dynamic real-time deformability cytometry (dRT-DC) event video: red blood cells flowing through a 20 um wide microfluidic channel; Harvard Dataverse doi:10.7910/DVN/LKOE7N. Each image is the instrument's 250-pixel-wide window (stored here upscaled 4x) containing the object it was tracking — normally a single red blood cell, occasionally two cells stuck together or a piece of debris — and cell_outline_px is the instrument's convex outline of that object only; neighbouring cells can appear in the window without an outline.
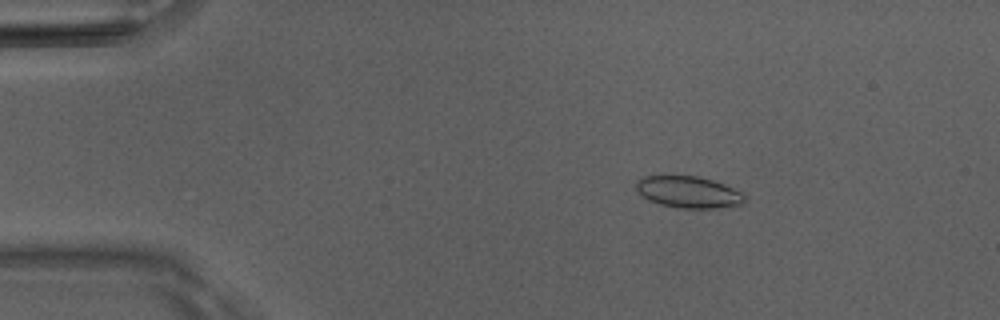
{"species": "Egyptian fruit bat (a non-hibernating species)", "species_latin": "Rousettus aegyptiacus", "temperature_condition": "room temperature", "stored_images_in_passage": 43, "camera_frame_rate_fps": 3000, "um_per_image_px": 0.085, "animal": {"sex": "male"}, "frame": {"image": 1, "passage_image": 1, "time_ms": 0.0, "image_size_px": [1000, 320], "cell_outline_px": [[744, 204], [716, 208], [680, 208], [660, 204], [648, 200], [636, 188], [636, 180], [644, 176], [700, 176], [724, 184], [740, 192], [744, 196]], "centroid_in_image_um": [58.51, 16.32], "position_along_channel_um": 26.5, "area_um2": 19.83}}
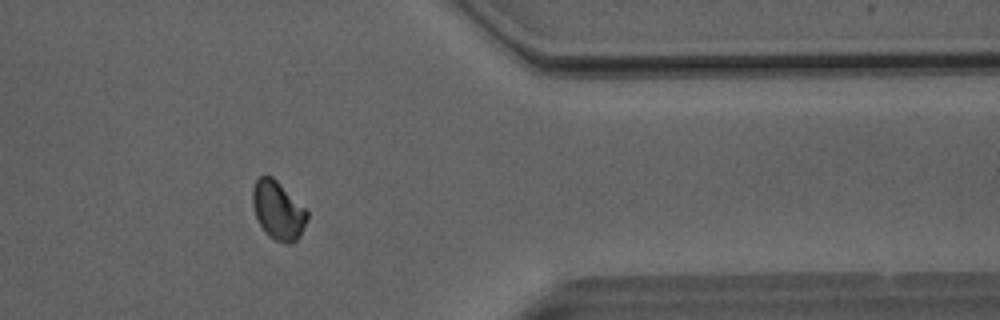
{"frame": {"image": 2, "passage_image": 34, "time_ms": 11.0, "image_size_px": [1000, 320], "cell_outline_px": [[308, 216], [300, 236], [296, 240], [276, 240], [268, 236], [260, 224], [256, 216], [252, 204], [252, 188], [256, 180], [260, 176], [272, 176], [308, 212]], "centroid_in_image_um": [23.6, 17.84], "position_along_channel_um": 387.8, "area_um2": 17.92}}
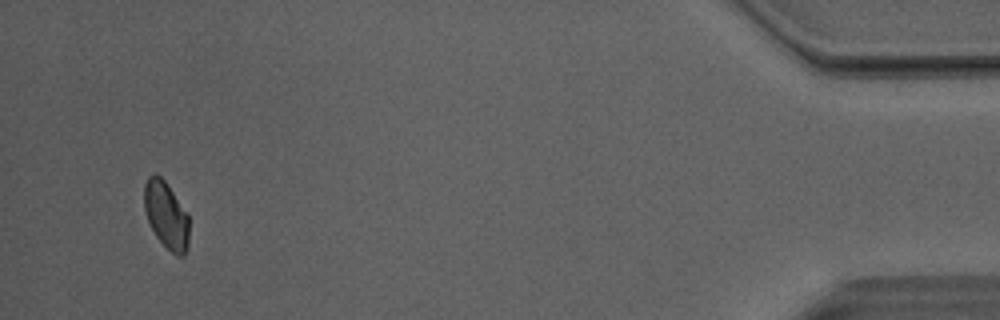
{"frame": {"image": 3, "passage_image": 41, "time_ms": 13.333, "image_size_px": [1000, 320], "cell_outline_px": [[188, 244], [184, 256], [176, 256], [156, 236], [148, 220], [144, 208], [144, 184], [148, 176], [160, 176], [168, 184], [188, 212]], "centroid_in_image_um": [14.14, 18.27], "position_along_channel_um": 421.1, "area_um2": 17.46}, "authors_computed_cell_mechanics": {"area_um2": 18.2648, "velocity_mm_per_s": 4.0714, "shape_relaxation_time_tau1_ms": 7.0389, "shape_relaxation_time_tau2_ms": 2.757, "deformation_change_tau1": 0.0978, "deformation_change_tau2": 0.0637}}